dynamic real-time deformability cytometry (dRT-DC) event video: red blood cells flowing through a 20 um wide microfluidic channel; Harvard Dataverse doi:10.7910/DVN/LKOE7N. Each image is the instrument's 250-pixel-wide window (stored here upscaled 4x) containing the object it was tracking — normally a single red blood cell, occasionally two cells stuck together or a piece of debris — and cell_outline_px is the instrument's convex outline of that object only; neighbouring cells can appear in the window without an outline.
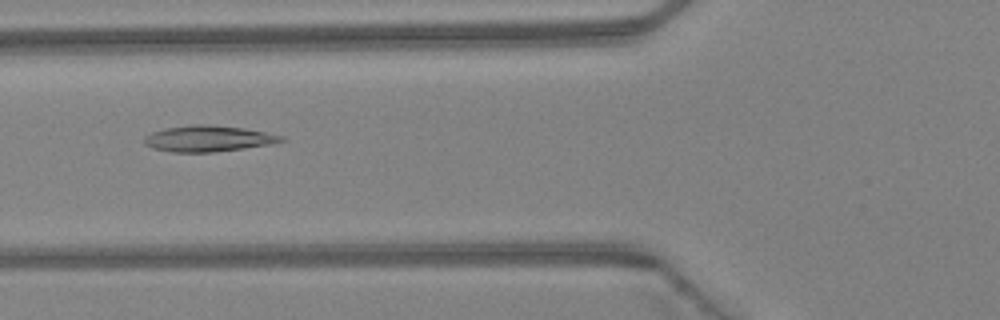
{"species": "Egyptian fruit bat (a non-hibernating species)", "species_latin": "Rousettus aegyptiacus", "temperature_condition": "warm", "stored_images_in_passage": 2, "camera_frame_rate_fps": 3000, "um_per_image_px": 0.085, "animal": {"sex": "female"}, "frame": {"image": 1, "passage_image": 2, "time_ms": 0.333, "image_size_px": [1000, 320], "cell_outline_px": [[288, 140], [272, 144], [244, 148], [212, 152], [172, 152], [152, 148], [144, 144], [144, 136], [152, 132], [164, 128], [192, 124], [208, 124], [244, 128], [284, 136]], "centroid_in_image_um": [17.7, 11.77], "position_along_channel_um": 108.1, "area_um2": 20.92}}